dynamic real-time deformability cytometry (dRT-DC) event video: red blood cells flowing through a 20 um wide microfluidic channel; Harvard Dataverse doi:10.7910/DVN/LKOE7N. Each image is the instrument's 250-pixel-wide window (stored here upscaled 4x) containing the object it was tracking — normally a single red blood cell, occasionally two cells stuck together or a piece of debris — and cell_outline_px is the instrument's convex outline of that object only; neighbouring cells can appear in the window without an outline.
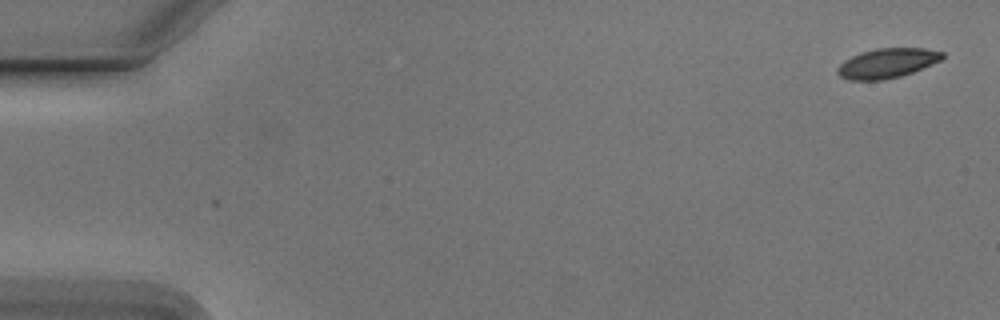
{"species": "Egyptian fruit bat (a non-hibernating species)", "species_latin": "Rousettus aegyptiacus", "temperature_condition": "cold", "stored_images_in_passage": 2, "camera_frame_rate_fps": 3000, "um_per_image_px": 0.085, "animal": {"sex": "male"}, "frame": {"image": 1, "passage_image": 1, "time_ms": 0.0, "image_size_px": [1000, 320], "cell_outline_px": [[944, 56], [940, 60], [932, 64], [912, 72], [900, 76], [884, 80], [848, 80], [840, 76], [836, 72], [836, 68], [844, 60], [860, 52], [876, 48], [924, 48], [944, 52]], "centroid_in_image_um": [75.37, 5.37], "position_along_channel_um": 9.6, "area_um2": 18.15}}